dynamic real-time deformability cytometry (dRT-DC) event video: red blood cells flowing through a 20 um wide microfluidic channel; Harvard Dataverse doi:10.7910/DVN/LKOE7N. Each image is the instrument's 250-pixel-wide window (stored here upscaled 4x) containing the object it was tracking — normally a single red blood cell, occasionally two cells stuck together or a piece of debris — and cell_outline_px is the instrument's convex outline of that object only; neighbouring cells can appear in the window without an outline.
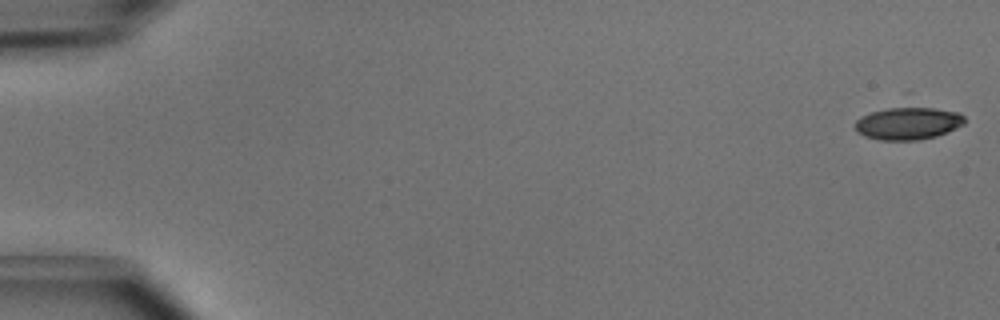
{"species": "common noctule bat (a hibernating species)", "species_latin": "Nyctalus noctula", "temperature_condition": "cold", "stored_images_in_passage": 50, "camera_frame_rate_fps": 3000, "um_per_image_px": 0.085, "animal": {"sex": "male", "body_mass_g": 15.6}, "frame": {"image": 1, "passage_image": 1, "time_ms": 0.0, "image_size_px": [1000, 320], "cell_outline_px": [[964, 124], [948, 132], [936, 136], [920, 140], [880, 140], [864, 136], [856, 132], [856, 120], [860, 116], [872, 112], [888, 108], [932, 108], [960, 112], [964, 116]], "centroid_in_image_um": [77.19, 10.5], "position_along_channel_um": 7.8, "area_um2": 20.63}}
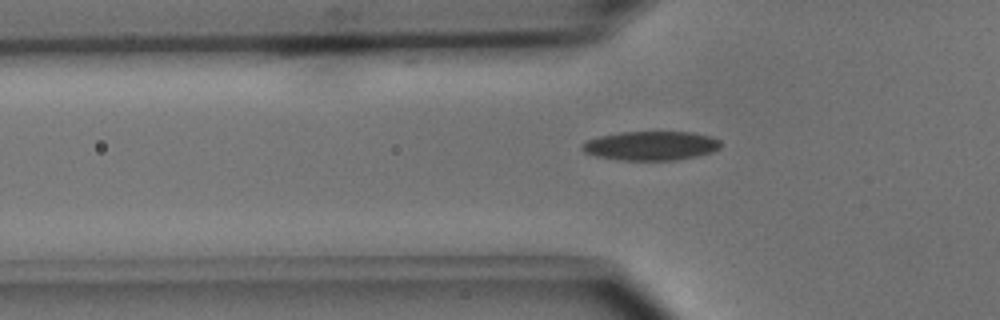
{"frame": {"image": 2, "passage_image": 17, "time_ms": 5.333, "image_size_px": [1000, 320], "cell_outline_px": [[720, 148], [712, 152], [696, 156], [676, 160], [624, 160], [596, 156], [584, 152], [580, 148], [580, 144], [588, 140], [600, 136], [620, 132], [692, 132], [712, 136], [720, 140]], "centroid_in_image_um": [55.33, 12.38], "position_along_channel_um": 70.5, "area_um2": 23.52}}
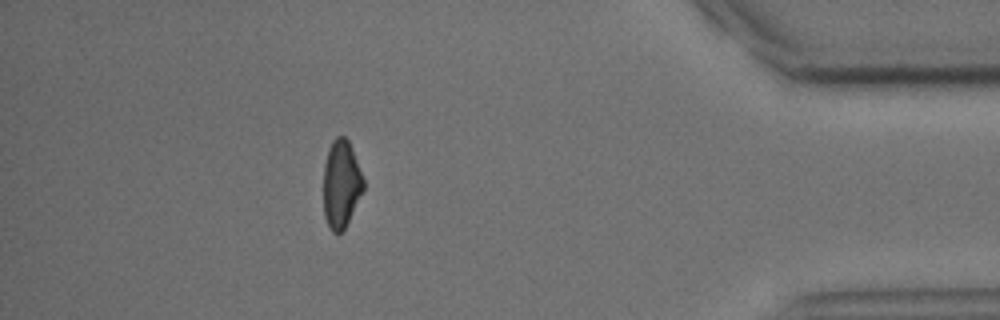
{"frame": {"image": 3, "passage_image": 45, "time_ms": 14.667, "image_size_px": [1000, 320], "cell_outline_px": [[364, 188], [344, 232], [332, 232], [324, 216], [324, 164], [328, 148], [332, 140], [336, 136], [344, 136], [348, 140], [352, 148], [364, 180]], "centroid_in_image_um": [29.0, 15.64], "position_along_channel_um": 406.2, "area_um2": 20.52}, "authors_computed_cell_mechanics": {"area_um2": 21.9062, "velocity_mm_per_s": 4.0306, "shape_relaxation_time_tau1_ms": 3.6788, "shape_relaxation_time_tau2_ms": 6.7057, "deformation_change_tau1": 0.1141, "deformation_change_tau2": 0.1398}}